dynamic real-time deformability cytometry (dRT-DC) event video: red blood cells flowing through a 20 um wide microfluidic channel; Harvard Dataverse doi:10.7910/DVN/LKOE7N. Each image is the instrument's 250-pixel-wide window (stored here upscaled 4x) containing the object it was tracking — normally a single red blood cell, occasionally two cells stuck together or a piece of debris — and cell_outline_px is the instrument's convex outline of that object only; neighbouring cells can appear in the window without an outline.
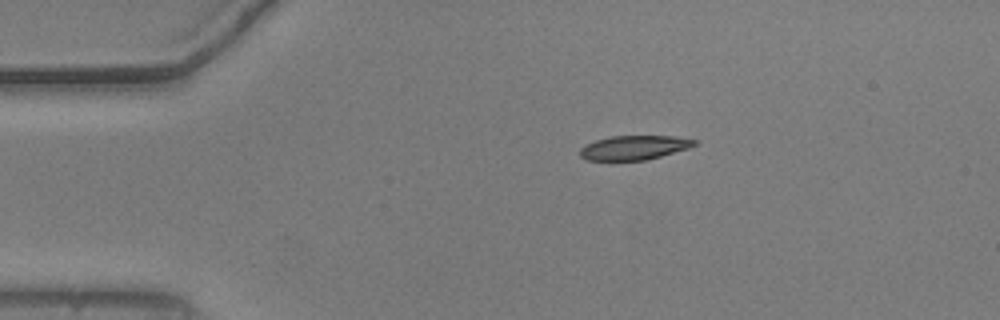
{"species": "common noctule bat (a hibernating species)", "species_latin": "Nyctalus noctula", "temperature_condition": "warm", "stored_images_in_passage": 45, "camera_frame_rate_fps": 3000, "um_per_image_px": 0.085, "animal": {"sex": "male", "body_mass_g": 20.5, "forearm_length_mm": 52.5}, "frame": {"image": 1, "passage_image": 1, "time_ms": 0.0, "image_size_px": [1000, 320], "cell_outline_px": [[700, 140], [696, 144], [688, 148], [660, 156], [644, 160], [612, 164], [584, 160], [580, 156], [580, 148], [596, 140], [612, 136], [676, 136]], "centroid_in_image_um": [53.83, 12.6], "position_along_channel_um": 31.2, "area_um2": 16.94}}
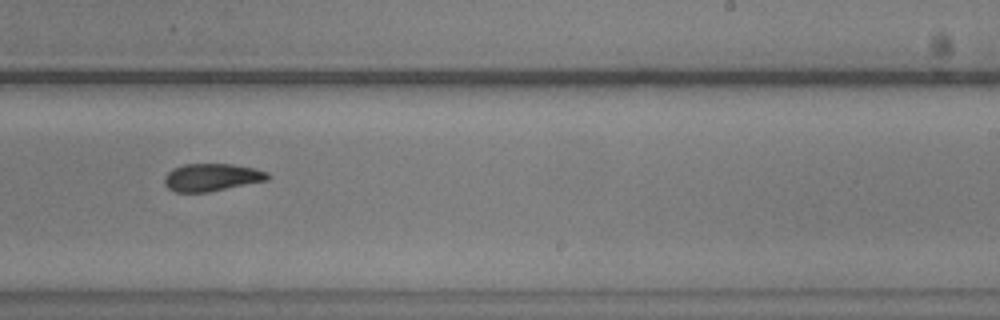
{"frame": {"image": 2, "passage_image": 24, "time_ms": 7.667, "image_size_px": [1000, 320], "cell_outline_px": [[272, 176], [268, 180], [208, 192], [176, 192], [168, 188], [164, 184], [164, 176], [172, 168], [184, 164], [232, 164], [256, 168], [268, 172]], "centroid_in_image_um": [18.01, 15.06], "position_along_channel_um": 271.0, "area_um2": 16.76}}
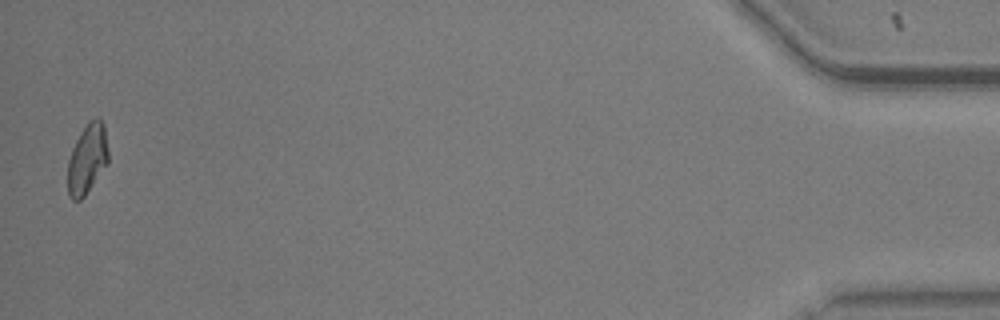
{"frame": {"image": 3, "passage_image": 44, "time_ms": 14.333, "image_size_px": [1000, 320], "cell_outline_px": [[108, 164], [84, 196], [80, 200], [72, 200], [68, 196], [68, 160], [72, 148], [80, 132], [88, 120], [96, 116], [104, 124], [108, 148]], "centroid_in_image_um": [7.42, 13.48], "position_along_channel_um": 427.8, "area_um2": 16.7}, "authors_computed_cell_mechanics": {"area_um2": 16.9932, "velocity_mm_per_s": 3.7496, "shape_relaxation_time_tau1_ms": 3.1159, "shape_relaxation_time_tau2_ms": 7.6273, "deformation_change_tau1": 0.1152, "deformation_change_tau2": 0.1315}}